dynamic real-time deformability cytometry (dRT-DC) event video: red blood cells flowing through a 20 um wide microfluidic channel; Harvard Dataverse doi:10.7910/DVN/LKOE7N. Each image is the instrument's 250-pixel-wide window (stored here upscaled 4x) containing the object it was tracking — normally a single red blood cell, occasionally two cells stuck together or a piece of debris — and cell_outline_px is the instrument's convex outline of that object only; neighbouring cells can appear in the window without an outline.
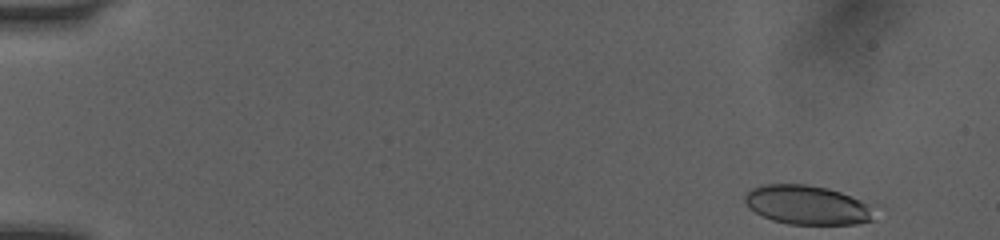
{"species": "human", "species_latin": "Homo sapiens", "temperature_condition": "room temperature", "stored_images_in_passage": 48, "camera_frame_rate_fps": 3000, "um_per_image_px": 0.085, "donor": {"sex": "female"}, "frame": {"image": 1, "passage_image": 1, "time_ms": 0.0, "image_size_px": [1000, 240], "cell_outline_px": [[872, 220], [856, 224], [788, 224], [772, 220], [756, 212], [744, 200], [744, 196], [752, 188], [764, 184], [804, 184], [828, 188], [840, 192], [860, 200], [868, 204]], "centroid_in_image_um": [68.57, 17.42], "position_along_channel_um": 16.4, "area_um2": 28.96}}
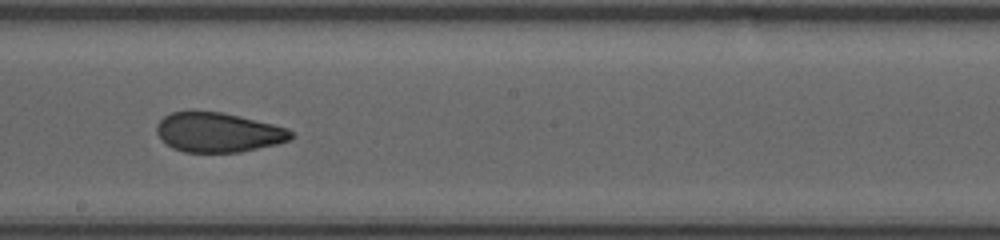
{"frame": {"image": 2, "passage_image": 27, "time_ms": 8.667, "image_size_px": [1000, 240], "cell_outline_px": [[296, 136], [292, 140], [276, 144], [240, 152], [184, 152], [172, 148], [156, 132], [156, 124], [164, 116], [172, 112], [220, 112], [240, 116], [288, 128]], "centroid_in_image_um": [18.58, 11.26], "position_along_channel_um": 229.6, "area_um2": 30.81}}
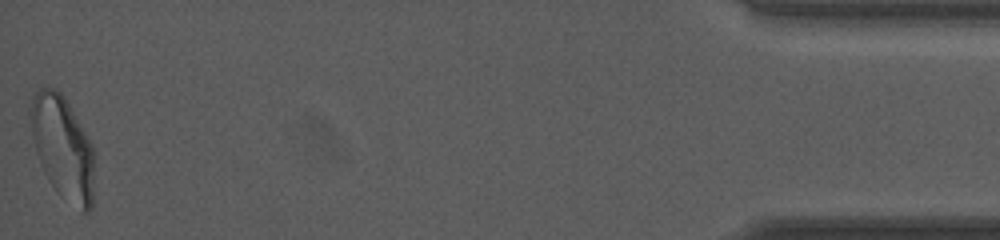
{"frame": {"image": 3, "passage_image": 48, "time_ms": 15.667, "image_size_px": [1000, 240], "cell_outline_px": [[92, 208], [88, 212], [80, 212], [56, 192], [48, 180], [40, 164], [36, 152], [28, 120], [28, 108], [32, 96], [40, 88], [56, 88], [64, 96], [84, 132], [92, 148]], "centroid_in_image_um": [5.26, 12.54], "position_along_channel_um": 429.9, "area_um2": 38.15}, "authors_computed_cell_mechanics": {"area_um2": 31.8767, "velocity_mm_per_s": 4.0806, "shape_relaxation_time_tau1_ms": null, "shape_relaxation_time_tau2_ms": 1.3778, "deformation_change_tau1": null, "deformation_change_tau2": 0.0779}}